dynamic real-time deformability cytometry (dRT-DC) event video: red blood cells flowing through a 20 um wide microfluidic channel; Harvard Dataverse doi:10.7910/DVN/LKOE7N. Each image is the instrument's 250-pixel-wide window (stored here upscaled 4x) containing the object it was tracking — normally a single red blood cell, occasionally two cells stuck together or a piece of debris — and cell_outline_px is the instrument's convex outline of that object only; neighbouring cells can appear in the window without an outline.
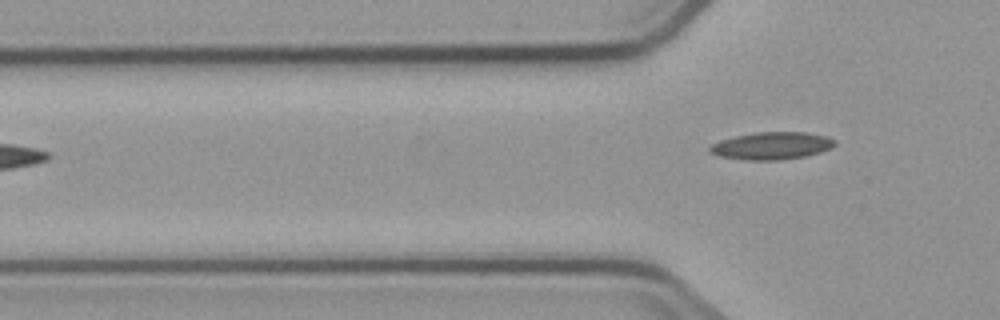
{"species": "common noctule bat (a hibernating species)", "species_latin": "Nyctalus noctula", "temperature_condition": "cold", "stored_images_in_passage": 7, "camera_frame_rate_fps": 3000, "um_per_image_px": 0.085, "animal": {"sex": "male", "body_mass_g": 23.1, "forearm_length_mm": 52.7}, "frame": {"image": 1, "passage_image": 7, "time_ms": 8.667, "image_size_px": [1000, 320], "cell_outline_px": [[836, 144], [832, 148], [820, 152], [804, 156], [780, 160], [744, 160], [720, 156], [708, 152], [708, 148], [712, 144], [720, 140], [736, 136], [756, 132], [804, 132], [824, 136], [836, 140]], "centroid_in_image_um": [65.58, 12.39], "position_along_channel_um": 60.2, "area_um2": 19.94}}